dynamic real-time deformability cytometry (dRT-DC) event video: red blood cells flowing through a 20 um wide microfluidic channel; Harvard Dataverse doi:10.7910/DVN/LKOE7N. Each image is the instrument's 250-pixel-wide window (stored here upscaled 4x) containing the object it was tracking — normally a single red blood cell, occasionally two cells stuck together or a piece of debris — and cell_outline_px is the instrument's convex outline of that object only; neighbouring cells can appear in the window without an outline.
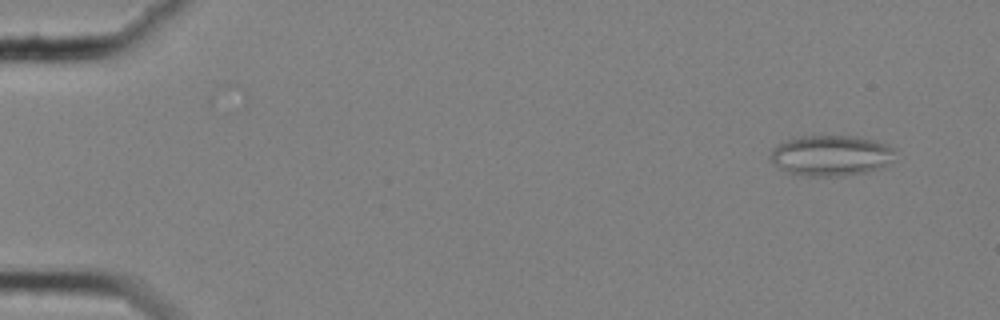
{"species": "common noctule bat (a hibernating species)", "species_latin": "Nyctalus noctula", "temperature_condition": "cold", "stored_images_in_passage": 58, "camera_frame_rate_fps": 3000, "um_per_image_px": 0.085, "animal": {"sex": "female", "body_mass_g": 25.1}, "frame": {"image": 1, "passage_image": 5, "time_ms": 1.333, "image_size_px": [1000, 320], "cell_outline_px": [[896, 148], [892, 164], [880, 168], [864, 172], [836, 176], [812, 176], [788, 172], [772, 164], [772, 148], [780, 140], [800, 136], [856, 136], [876, 140], [888, 144]], "centroid_in_image_um": [70.66, 13.19], "position_along_channel_um": 14.3, "area_um2": 29.88}}
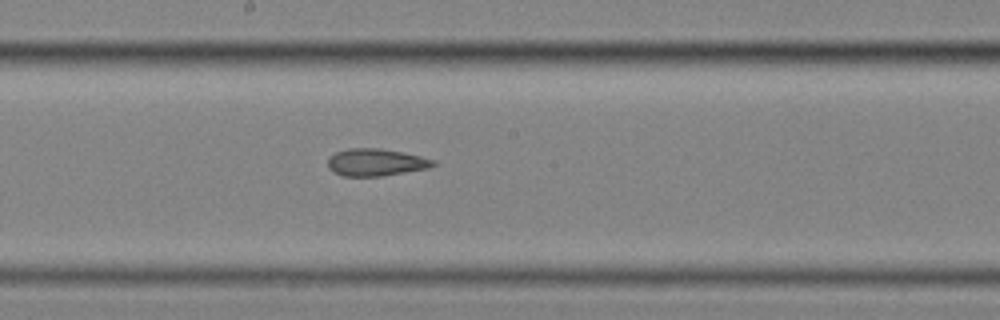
{"frame": {"image": 2, "passage_image": 33, "time_ms": 10.667, "image_size_px": [1000, 320], "cell_outline_px": [[436, 164], [428, 168], [380, 176], [344, 176], [332, 172], [328, 168], [328, 156], [336, 152], [348, 148], [380, 148], [404, 152], [436, 160]], "centroid_in_image_um": [31.92, 13.79], "position_along_channel_um": 216.3, "area_um2": 16.82}}
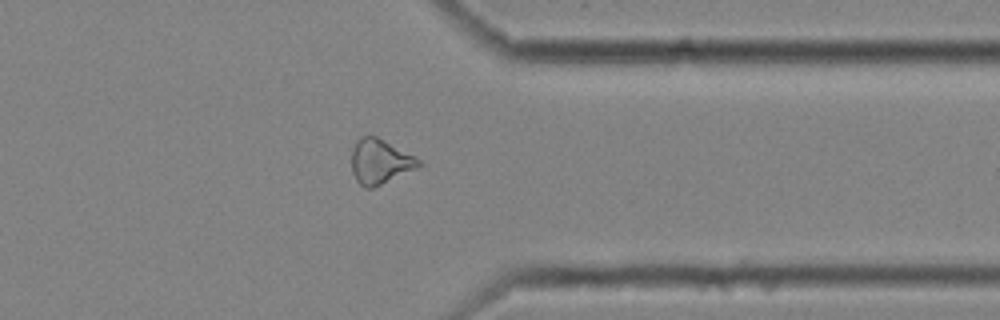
{"frame": {"image": 3, "passage_image": 47, "time_ms": 15.333, "image_size_px": [1000, 320], "cell_outline_px": [[424, 164], [420, 168], [372, 188], [364, 188], [356, 180], [352, 172], [352, 148], [356, 140], [360, 136], [376, 136], [384, 140], [420, 160]], "centroid_in_image_um": [32.3, 13.75], "position_along_channel_um": 379.1, "area_um2": 17.57}, "authors_computed_cell_mechanics": {"area_um2": 18.785, "velocity_mm_per_s": 3.5514, "shape_relaxation_time_tau1_ms": null, "shape_relaxation_time_tau2_ms": 2.1204, "deformation_change_tau1": null, "deformation_change_tau2": 0.0955}}